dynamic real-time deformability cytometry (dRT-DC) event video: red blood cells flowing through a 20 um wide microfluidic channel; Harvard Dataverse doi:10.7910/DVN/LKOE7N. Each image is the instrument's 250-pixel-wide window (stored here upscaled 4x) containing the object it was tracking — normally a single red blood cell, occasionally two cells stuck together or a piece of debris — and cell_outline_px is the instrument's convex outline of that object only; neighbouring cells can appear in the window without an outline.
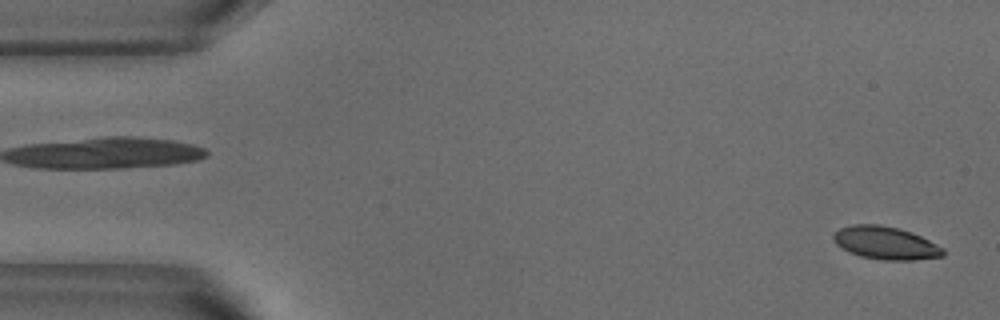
{"species": "common noctule bat (a hibernating species)", "species_latin": "Nyctalus noctula", "temperature_condition": "warm", "stored_images_in_passage": 51, "camera_frame_rate_fps": 3000, "um_per_image_px": 0.085, "animal": {"sex": "male", "body_mass_g": 18.8}, "frame": {"image": 1, "passage_image": 1, "time_ms": 0.0, "image_size_px": [1000, 320], "cell_outline_px": [[944, 256], [916, 260], [884, 260], [860, 256], [848, 252], [836, 244], [832, 240], [832, 236], [840, 228], [852, 224], [880, 224], [900, 228], [912, 232], [944, 248]], "centroid_in_image_um": [75.26, 20.65], "position_along_channel_um": 9.7, "area_um2": 21.15}}
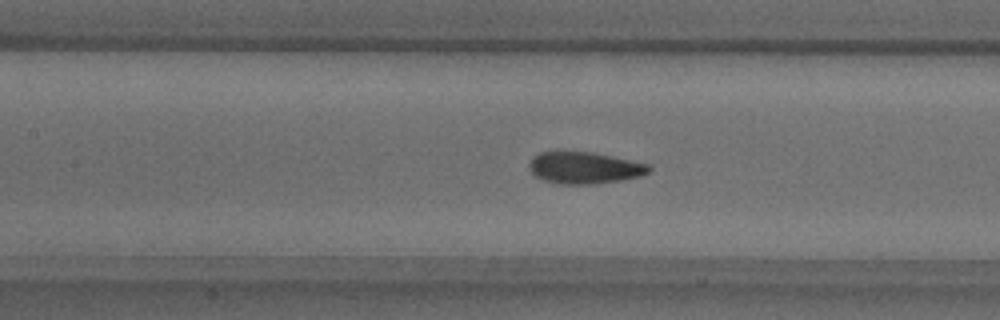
{"frame": {"image": 2, "passage_image": 22, "time_ms": 7.0, "image_size_px": [1000, 320], "cell_outline_px": [[652, 168], [648, 172], [640, 176], [620, 180], [596, 184], [560, 184], [544, 180], [536, 176], [528, 168], [528, 164], [532, 156], [540, 152], [592, 152], [652, 164]], "centroid_in_image_um": [49.69, 14.26], "position_along_channel_um": 157.7, "area_um2": 22.25}}
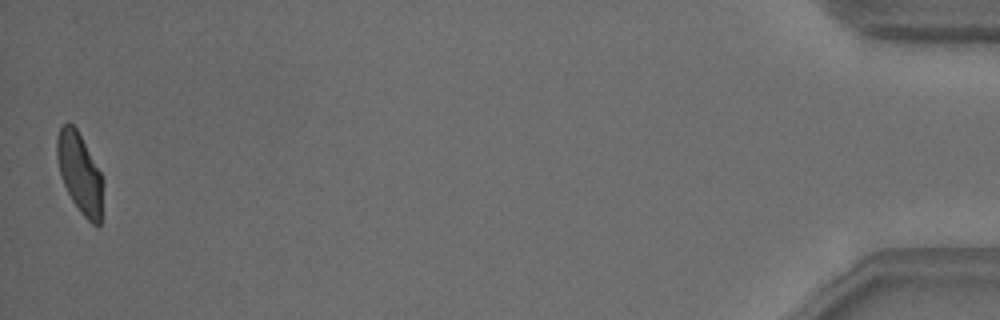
{"frame": {"image": 3, "passage_image": 51, "time_ms": 16.667, "image_size_px": [1000, 320], "cell_outline_px": [[104, 180], [100, 224], [96, 228], [80, 212], [72, 200], [64, 184], [60, 172], [56, 156], [56, 140], [60, 128], [64, 124], [72, 124], [76, 128], [100, 172]], "centroid_in_image_um": [6.79, 14.76], "position_along_channel_um": 428.4, "area_um2": 21.27}, "authors_computed_cell_mechanics": {"area_um2": 22.4264, "velocity_mm_per_s": 3.8063, "shape_relaxation_time_tau1_ms": 4.6733, "shape_relaxation_time_tau2_ms": 0.7702, "deformation_change_tau1": 0.1522, "deformation_change_tau2": 0.0508}}